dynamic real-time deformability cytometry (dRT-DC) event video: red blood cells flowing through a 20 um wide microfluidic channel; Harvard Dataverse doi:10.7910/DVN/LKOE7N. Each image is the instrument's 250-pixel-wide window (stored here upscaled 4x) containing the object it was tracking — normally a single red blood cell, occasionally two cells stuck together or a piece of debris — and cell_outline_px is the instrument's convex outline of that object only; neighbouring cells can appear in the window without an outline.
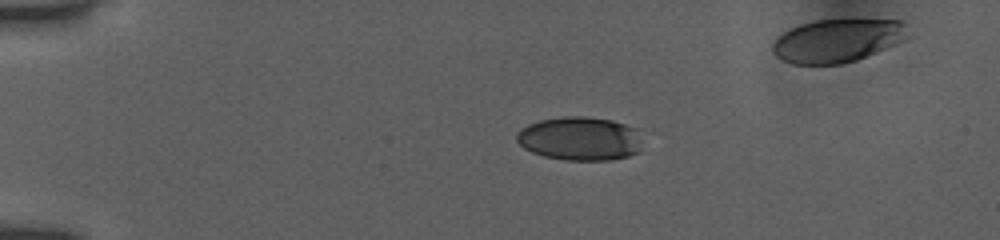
{"species": "human", "species_latin": "Homo sapiens", "temperature_condition": "room temperature", "stored_images_in_passage": 41, "camera_frame_rate_fps": 3000, "um_per_image_px": 0.085, "donor": {"sex": "female"}, "frame": {"image": 1, "passage_image": 2, "time_ms": 0.333, "image_size_px": [1000, 240], "cell_outline_px": [[640, 152], [628, 156], [612, 160], [564, 160], [544, 156], [532, 152], [524, 148], [516, 140], [516, 136], [520, 128], [528, 124], [540, 120], [564, 116], [584, 116], [612, 120], [636, 128], [640, 140]], "centroid_in_image_um": [49.28, 11.78], "position_along_channel_um": 35.7, "area_um2": 32.14}}
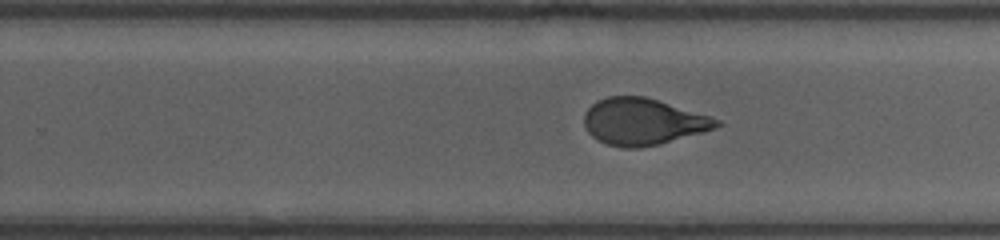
{"frame": {"image": 2, "passage_image": 25, "time_ms": 8.0, "image_size_px": [1000, 240], "cell_outline_px": [[724, 124], [716, 128], [704, 132], [660, 144], [640, 148], [624, 148], [608, 144], [596, 140], [588, 132], [584, 124], [584, 112], [596, 100], [608, 96], [644, 96], [712, 116], [720, 120]], "centroid_in_image_um": [54.67, 10.34], "position_along_channel_um": 275.1, "area_um2": 36.3}}
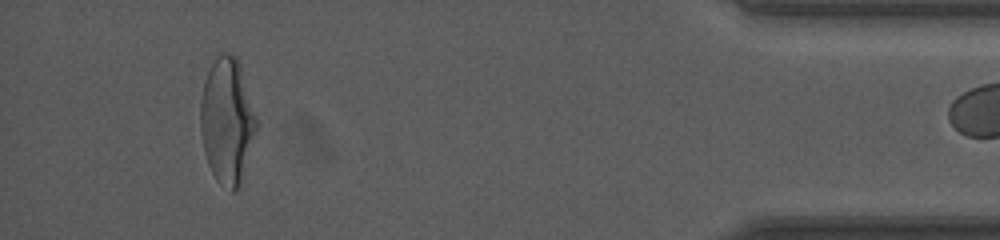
{"frame": {"image": 3, "passage_image": 40, "time_ms": 13.0, "image_size_px": [1000, 240], "cell_outline_px": [[256, 128], [240, 188], [232, 192], [216, 180], [208, 164], [204, 152], [200, 132], [200, 104], [204, 84], [208, 72], [216, 56], [224, 52], [228, 52], [236, 56], [240, 64], [256, 116]], "centroid_in_image_um": [19.29, 10.28], "position_along_channel_um": 415.9, "area_um2": 40.81}}